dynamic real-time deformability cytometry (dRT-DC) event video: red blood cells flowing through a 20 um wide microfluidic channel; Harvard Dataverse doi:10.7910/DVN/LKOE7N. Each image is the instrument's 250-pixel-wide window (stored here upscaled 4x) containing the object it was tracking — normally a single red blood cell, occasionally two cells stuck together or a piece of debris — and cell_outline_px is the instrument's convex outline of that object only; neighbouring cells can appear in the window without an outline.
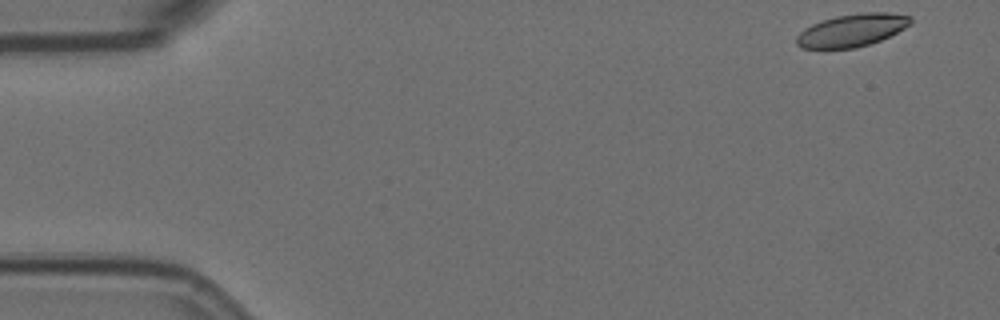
{"species": "Egyptian fruit bat (a non-hibernating species)", "species_latin": "Rousettus aegyptiacus", "temperature_condition": "room temperature", "stored_images_in_passage": 53, "camera_frame_rate_fps": 3000, "um_per_image_px": 0.085, "animal": {"sex": "female"}, "frame": {"image": 1, "passage_image": 1, "time_ms": 0.0, "image_size_px": [1000, 320], "cell_outline_px": [[912, 24], [880, 40], [856, 48], [800, 48], [796, 44], [796, 36], [804, 28], [812, 24], [836, 16], [868, 12], [884, 12], [912, 16]], "centroid_in_image_um": [72.41, 2.57], "position_along_channel_um": 12.6, "area_um2": 21.5}}
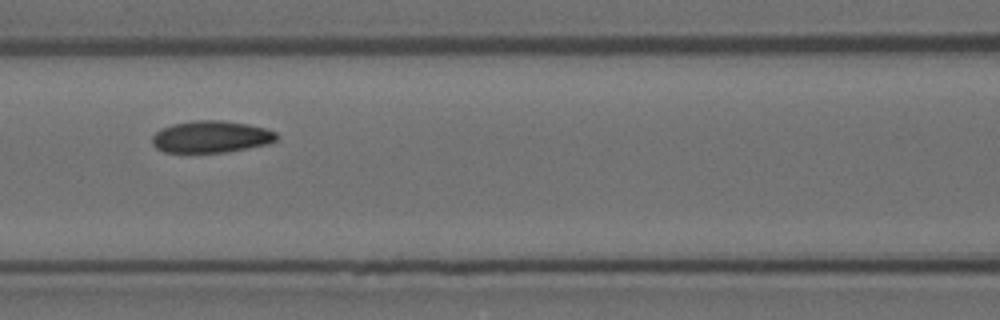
{"frame": {"image": 2, "passage_image": 23, "time_ms": 7.333, "image_size_px": [1000, 320], "cell_outline_px": [[276, 140], [268, 144], [224, 152], [164, 152], [156, 148], [152, 144], [152, 136], [160, 128], [172, 124], [196, 120], [220, 120], [248, 124], [264, 128], [276, 132]], "centroid_in_image_um": [17.9, 11.62], "position_along_channel_um": 148.7, "area_um2": 23.0}}
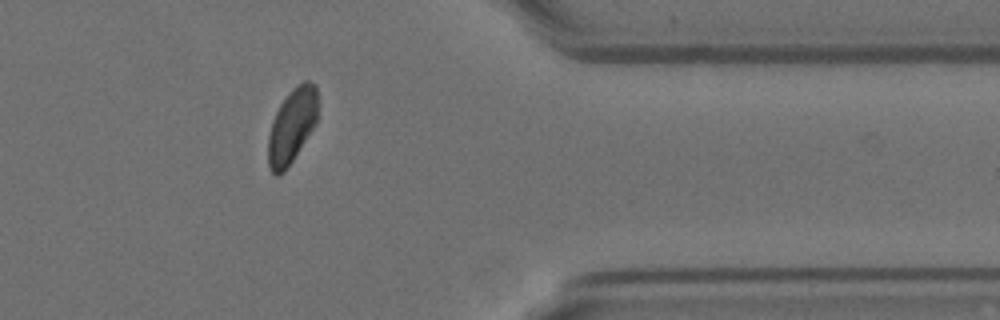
{"frame": {"image": 3, "passage_image": 45, "time_ms": 14.667, "image_size_px": [1000, 320], "cell_outline_px": [[316, 124], [284, 172], [276, 176], [268, 168], [268, 136], [272, 120], [280, 104], [288, 92], [292, 88], [304, 80], [308, 80], [316, 84]], "centroid_in_image_um": [24.79, 10.69], "position_along_channel_um": 386.6, "area_um2": 21.44}}